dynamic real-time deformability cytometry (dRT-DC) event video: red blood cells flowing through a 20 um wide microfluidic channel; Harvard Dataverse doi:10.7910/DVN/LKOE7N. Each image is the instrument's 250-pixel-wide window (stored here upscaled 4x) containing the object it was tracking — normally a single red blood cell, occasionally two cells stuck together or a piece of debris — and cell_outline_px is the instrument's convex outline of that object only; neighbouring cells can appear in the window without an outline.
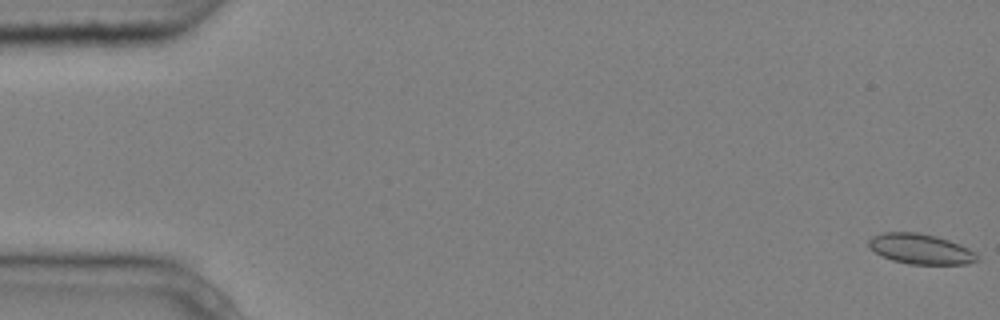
{"species": "common noctule bat (a hibernating species)", "species_latin": "Nyctalus noctula", "temperature_condition": "cold", "stored_images_in_passage": 5, "camera_frame_rate_fps": 3000, "um_per_image_px": 0.085, "animal": {"sex": "male", "body_mass_g": 20.4}, "frame": {"image": 1, "passage_image": 1, "time_ms": 0.0, "image_size_px": [1000, 320], "cell_outline_px": [[980, 260], [968, 264], [908, 264], [892, 260], [876, 252], [868, 244], [868, 240], [872, 236], [884, 232], [916, 232], [936, 236], [960, 244], [976, 252], [980, 256]], "centroid_in_image_um": [78.3, 21.16], "position_along_channel_um": 6.7, "area_um2": 19.13}}
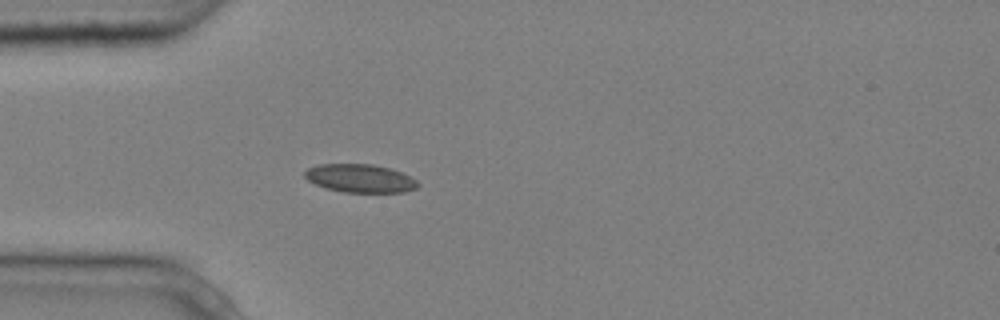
{"frame": {"image": 2, "passage_image": 5, "time_ms": 1.333, "image_size_px": [1000, 320], "cell_outline_px": [[420, 184], [416, 188], [404, 192], [344, 192], [324, 188], [308, 180], [304, 176], [304, 172], [308, 168], [320, 164], [372, 164], [388, 168], [400, 172], [416, 180]], "centroid_in_image_um": [30.58, 15.16], "position_along_channel_um": 54.4, "area_um2": 18.5}}